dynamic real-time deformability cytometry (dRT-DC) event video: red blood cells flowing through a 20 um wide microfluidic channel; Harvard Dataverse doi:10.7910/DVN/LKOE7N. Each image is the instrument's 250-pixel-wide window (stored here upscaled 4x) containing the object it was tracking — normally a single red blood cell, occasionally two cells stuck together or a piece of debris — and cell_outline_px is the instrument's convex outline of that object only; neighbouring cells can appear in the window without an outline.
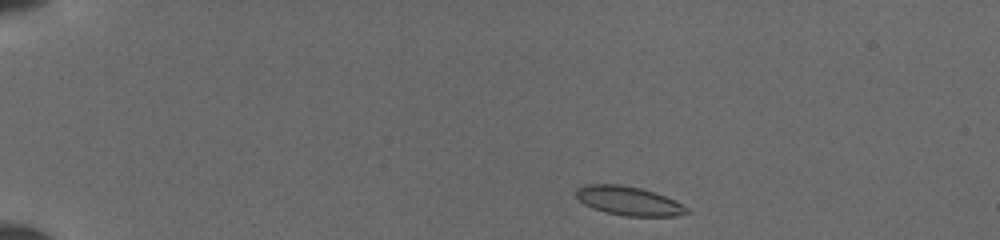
{"species": "common noctule bat (a hibernating species)", "species_latin": "Nyctalus noctula", "temperature_condition": "cold", "stored_images_in_passage": 43, "segment_of_instrument_passage": [1, 2], "camera_frame_rate_fps": 3000, "um_per_image_px": 0.085, "animal": {"sex": "female", "body_mass_g": 19.5, "forearm_length_mm": 54.1}, "frame": {"image": 1, "passage_image": 1, "time_ms": 0.0, "image_size_px": [1000, 240], "cell_outline_px": [[692, 212], [676, 216], [624, 216], [604, 212], [592, 208], [584, 204], [576, 196], [576, 188], [584, 184], [620, 184], [640, 188], [664, 196], [688, 208]], "centroid_in_image_um": [53.4, 17.08], "position_along_channel_um": 31.6, "area_um2": 18.61}}
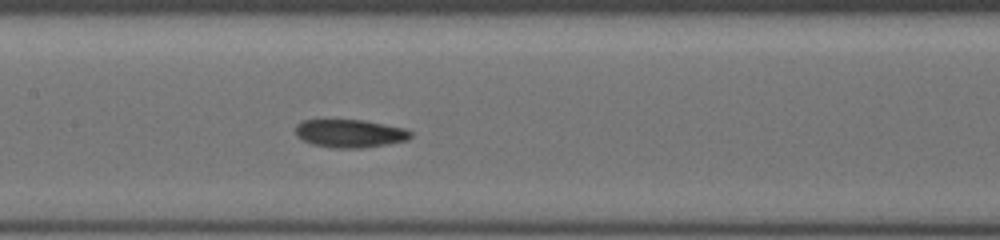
{"frame": {"image": 2, "passage_image": 18, "time_ms": 5.667, "image_size_px": [1000, 240], "cell_outline_px": [[412, 136], [408, 140], [388, 144], [364, 148], [332, 148], [312, 144], [296, 136], [296, 124], [300, 120], [364, 120], [404, 128], [412, 132]], "centroid_in_image_um": [29.74, 11.35], "position_along_channel_um": 177.7, "area_um2": 18.96}}
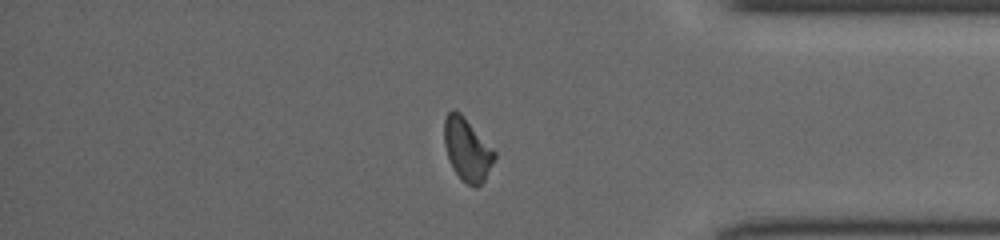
{"frame": {"image": 3, "passage_image": 35, "time_ms": 11.333, "image_size_px": [1000, 240], "cell_outline_px": [[496, 156], [484, 180], [476, 188], [472, 188], [452, 168], [444, 144], [444, 120], [448, 112], [452, 108], [460, 112], [464, 116], [496, 152]], "centroid_in_image_um": [39.7, 12.68], "position_along_channel_um": 395.5, "area_um2": 18.21}}